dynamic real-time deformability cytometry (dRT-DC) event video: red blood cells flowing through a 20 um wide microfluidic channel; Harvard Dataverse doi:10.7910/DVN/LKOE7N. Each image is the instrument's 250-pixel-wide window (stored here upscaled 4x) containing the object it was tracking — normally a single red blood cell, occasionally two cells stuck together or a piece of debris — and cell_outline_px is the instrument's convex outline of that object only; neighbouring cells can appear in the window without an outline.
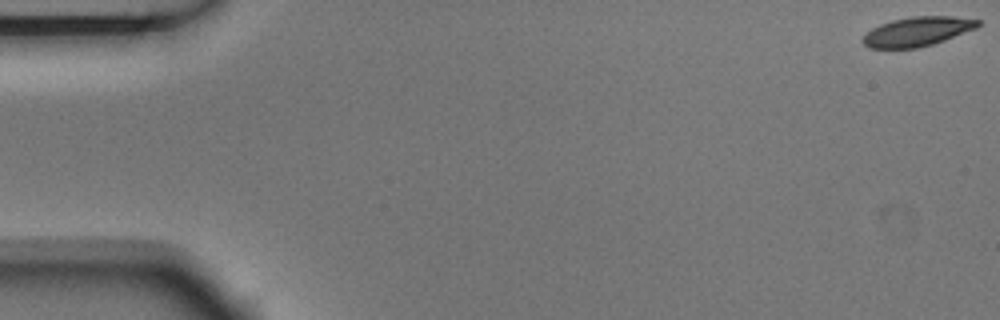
{"species": "Egyptian fruit bat (a non-hibernating species)", "species_latin": "Rousettus aegyptiacus", "temperature_condition": "room temperature", "stored_images_in_passage": 5, "camera_frame_rate_fps": 3000, "um_per_image_px": 0.085, "animal": {"sex": "male"}, "frame": {"image": 1, "passage_image": 1, "time_ms": 0.0, "image_size_px": [1000, 320], "cell_outline_px": [[980, 24], [976, 28], [944, 40], [932, 44], [916, 48], [868, 48], [860, 40], [872, 28], [880, 24], [892, 20], [912, 16], [952, 16], [980, 20]], "centroid_in_image_um": [77.95, 2.67], "position_along_channel_um": 7.0, "area_um2": 19.54}}
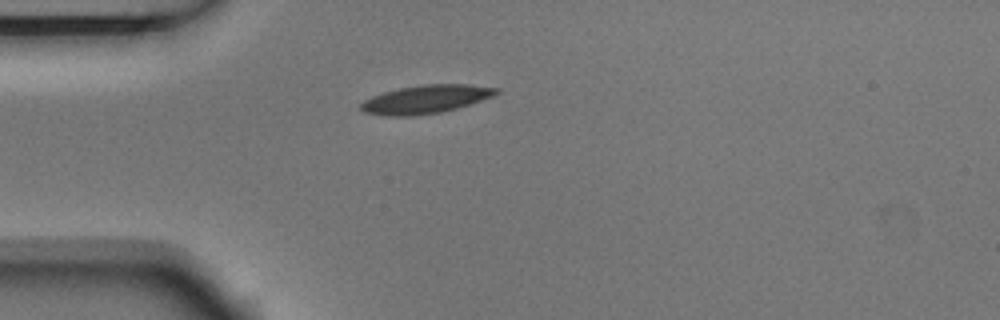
{"frame": {"image": 2, "passage_image": 5, "time_ms": 1.333, "image_size_px": [1000, 320], "cell_outline_px": [[500, 92], [492, 96], [456, 108], [440, 112], [408, 116], [388, 116], [364, 112], [360, 108], [360, 104], [364, 100], [372, 96], [384, 92], [400, 88], [424, 84], [468, 84], [500, 88]], "centroid_in_image_um": [36.18, 8.43], "position_along_channel_um": 48.8, "area_um2": 22.08}}